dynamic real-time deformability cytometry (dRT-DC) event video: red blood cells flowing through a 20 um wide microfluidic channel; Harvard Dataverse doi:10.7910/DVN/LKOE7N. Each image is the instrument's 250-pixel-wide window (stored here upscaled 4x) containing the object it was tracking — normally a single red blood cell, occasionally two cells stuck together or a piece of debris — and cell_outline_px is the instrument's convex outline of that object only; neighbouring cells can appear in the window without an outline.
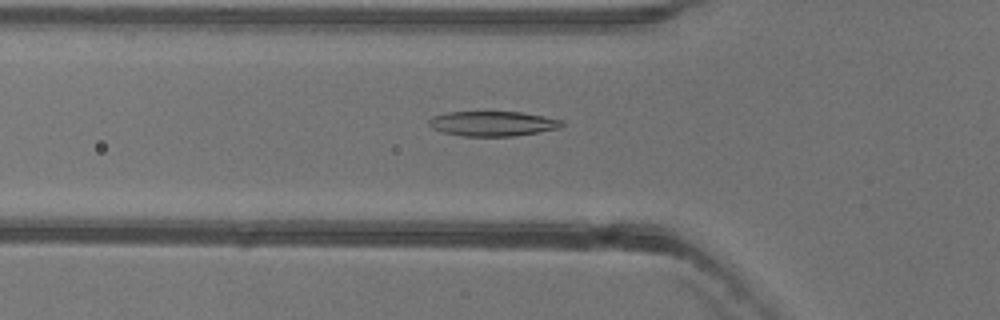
{"species": "common noctule bat (a hibernating species)", "species_latin": "Nyctalus noctula", "temperature_condition": "warm", "stored_images_in_passage": 52, "camera_frame_rate_fps": 3000, "um_per_image_px": 0.085, "animal": {"sex": "female"}, "frame": {"image": 1, "passage_image": 18, "time_ms": 5.667, "image_size_px": [1000, 320], "cell_outline_px": [[564, 124], [560, 128], [512, 136], [464, 136], [444, 132], [432, 128], [428, 124], [428, 120], [432, 116], [448, 112], [520, 112], [544, 116], [564, 120]], "centroid_in_image_um": [41.88, 10.5], "position_along_channel_um": 83.9, "area_um2": 19.19}}
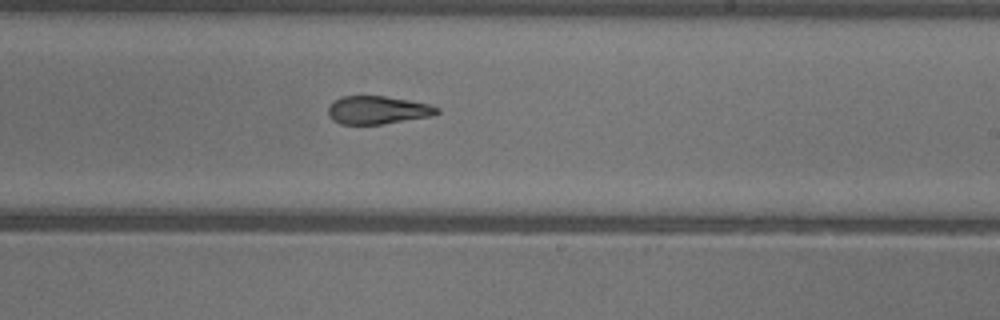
{"frame": {"image": 2, "passage_image": 31, "time_ms": 10.0, "image_size_px": [1000, 320], "cell_outline_px": [[440, 112], [432, 116], [380, 124], [340, 124], [332, 120], [328, 116], [328, 108], [340, 96], [384, 96], [408, 100], [428, 104], [440, 108]], "centroid_in_image_um": [32.09, 9.36], "position_along_channel_um": 256.9, "area_um2": 17.69}}
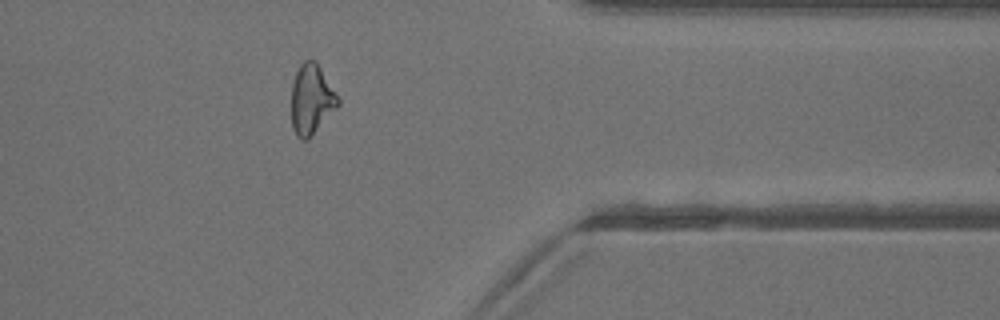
{"frame": {"image": 3, "passage_image": 42, "time_ms": 13.667, "image_size_px": [1000, 320], "cell_outline_px": [[340, 104], [308, 140], [300, 140], [296, 136], [292, 128], [292, 84], [296, 72], [300, 64], [304, 60], [316, 60], [340, 100]], "centroid_in_image_um": [26.47, 8.46], "position_along_channel_um": 384.9, "area_um2": 19.02}, "authors_computed_cell_mechanics": {"area_um2": 19.3919, "velocity_mm_per_s": 3.9812, "shape_relaxation_time_tau1_ms": null, "shape_relaxation_time_tau2_ms": 1.6953, "deformation_change_tau1": null, "deformation_change_tau2": 0.0927}}